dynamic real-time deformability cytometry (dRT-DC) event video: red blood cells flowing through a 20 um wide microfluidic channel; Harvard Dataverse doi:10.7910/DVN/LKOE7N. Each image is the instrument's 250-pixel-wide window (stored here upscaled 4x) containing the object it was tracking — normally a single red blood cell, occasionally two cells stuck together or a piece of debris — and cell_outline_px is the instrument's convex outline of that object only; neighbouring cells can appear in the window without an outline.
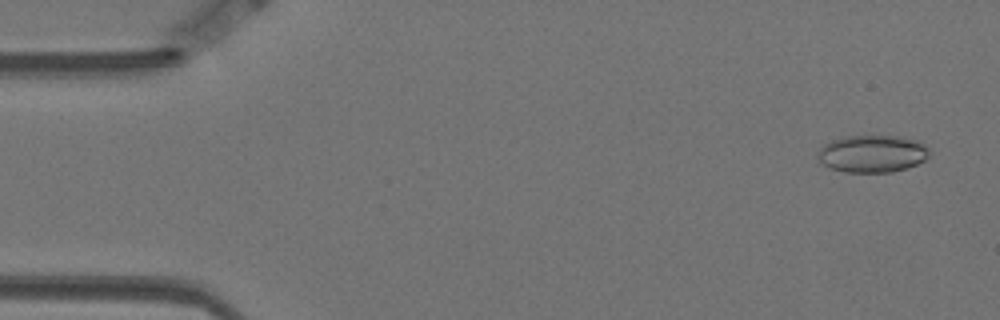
{"species": "Egyptian fruit bat (a non-hibernating species)", "species_latin": "Rousettus aegyptiacus", "temperature_condition": "warm", "stored_images_in_passage": 58, "camera_frame_rate_fps": 3000, "um_per_image_px": 0.085, "animal": {"sex": "female"}, "frame": {"image": 1, "passage_image": 3, "time_ms": 0.667, "image_size_px": [1000, 320], "cell_outline_px": [[928, 156], [924, 160], [916, 164], [892, 172], [844, 172], [828, 168], [816, 160], [816, 156], [820, 148], [824, 144], [832, 140], [844, 136], [900, 136], [916, 140], [924, 144], [928, 148]], "centroid_in_image_um": [74.08, 13.07], "position_along_channel_um": 10.9, "area_um2": 24.39}}
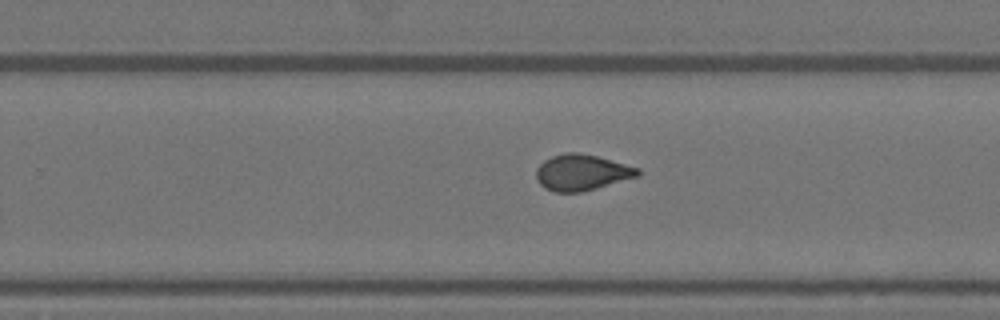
{"frame": {"image": 2, "passage_image": 36, "time_ms": 11.667, "image_size_px": [1000, 320], "cell_outline_px": [[640, 176], [596, 188], [580, 192], [556, 192], [544, 188], [536, 180], [536, 168], [544, 160], [552, 156], [564, 152], [576, 152], [596, 156], [640, 168]], "centroid_in_image_um": [49.43, 14.66], "position_along_channel_um": 280.4, "area_um2": 21.33}}
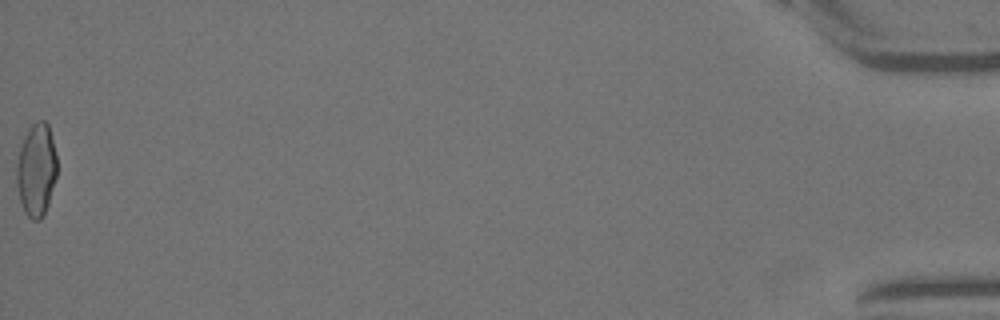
{"frame": {"image": 3, "passage_image": 58, "time_ms": 19.0, "image_size_px": [1000, 320], "cell_outline_px": [[56, 176], [48, 204], [44, 216], [40, 220], [32, 220], [24, 212], [20, 200], [16, 184], [16, 168], [20, 148], [24, 136], [28, 128], [32, 124], [40, 120], [44, 120], [48, 124], [56, 156]], "centroid_in_image_um": [3.08, 14.46], "position_along_channel_um": 432.1, "area_um2": 21.79}, "authors_computed_cell_mechanics": {"area_um2": 21.386, "velocity_mm_per_s": 3.4993, "shape_relaxation_time_tau1_ms": null, "shape_relaxation_time_tau2_ms": 1.2831, "deformation_change_tau1": null, "deformation_change_tau2": 0.0786}}